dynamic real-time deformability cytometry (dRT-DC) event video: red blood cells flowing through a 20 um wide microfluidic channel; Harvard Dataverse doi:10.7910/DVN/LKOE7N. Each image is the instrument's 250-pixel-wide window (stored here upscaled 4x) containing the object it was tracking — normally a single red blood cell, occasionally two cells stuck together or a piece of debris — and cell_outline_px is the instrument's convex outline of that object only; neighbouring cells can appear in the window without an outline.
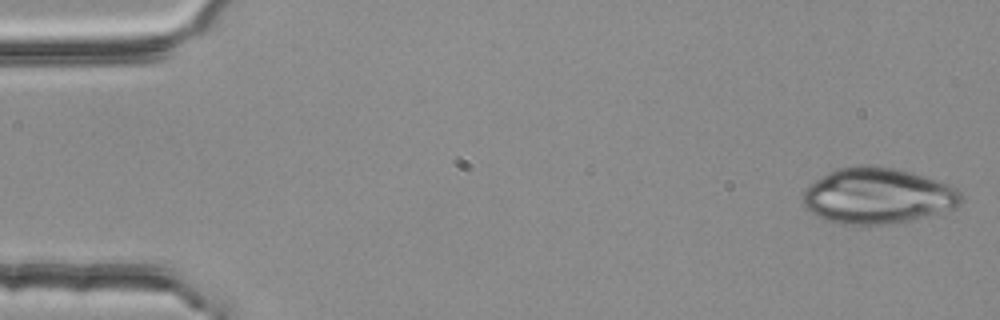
{"species": "common noctule bat (a hibernating species)", "species_latin": "Nyctalus noctula", "temperature_condition": "room temperature", "stored_images_in_passage": 5, "camera_frame_rate_fps": 3000, "um_per_image_px": 0.085, "animal": {"sex": "female", "body_mass_g": 25.1}, "frame": {"image": 1, "passage_image": 1, "time_ms": 0.0, "image_size_px": [1000, 320], "cell_outline_px": [[964, 200], [960, 204], [952, 208], [908, 220], [888, 224], [840, 224], [824, 220], [816, 216], [804, 208], [804, 188], [808, 184], [828, 172], [840, 168], [860, 164], [872, 164], [896, 168], [912, 172], [948, 184], [956, 188], [960, 192]], "centroid_in_image_um": [74.54, 16.62], "position_along_channel_um": 10.5, "area_um2": 51.5}}